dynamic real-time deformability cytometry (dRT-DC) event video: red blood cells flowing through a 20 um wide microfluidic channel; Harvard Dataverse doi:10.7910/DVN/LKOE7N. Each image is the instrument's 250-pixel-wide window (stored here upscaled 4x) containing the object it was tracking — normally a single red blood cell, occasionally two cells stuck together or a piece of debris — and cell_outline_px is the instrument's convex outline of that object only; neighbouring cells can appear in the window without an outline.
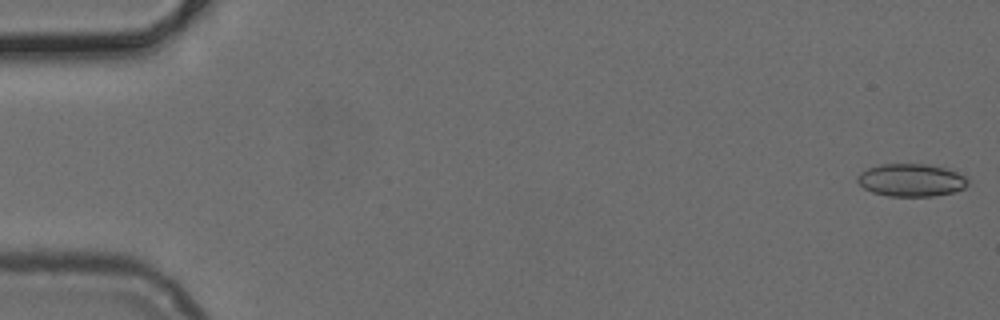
{"species": "common noctule bat (a hibernating species)", "species_latin": "Nyctalus noctula", "temperature_condition": "cold", "stored_images_in_passage": 22, "camera_frame_rate_fps": 3000, "um_per_image_px": 0.085, "animal": {"sex": "female", "body_mass_g": 24.6, "forearm_length_mm": 56.2}, "frame": {"image": 1, "passage_image": 1, "time_ms": 0.0, "image_size_px": [1000, 320], "cell_outline_px": [[968, 184], [964, 188], [952, 192], [932, 196], [888, 196], [872, 192], [864, 188], [856, 180], [856, 176], [860, 172], [868, 168], [880, 164], [928, 164], [944, 168], [956, 172], [964, 176], [968, 180]], "centroid_in_image_um": [77.41, 15.31], "position_along_channel_um": 7.6, "area_um2": 20.98}}
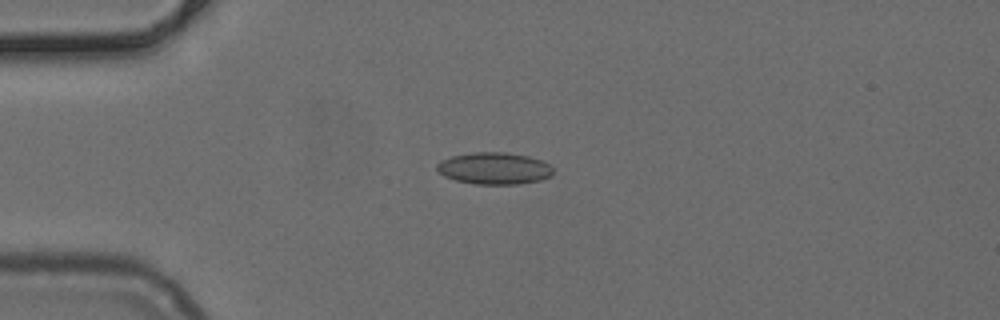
{"frame": {"image": 2, "passage_image": 13, "time_ms": 4.0, "image_size_px": [1000, 320], "cell_outline_px": [[552, 176], [540, 180], [520, 184], [476, 184], [456, 180], [444, 176], [436, 168], [436, 164], [440, 160], [452, 156], [472, 152], [504, 152], [528, 156], [544, 160], [552, 168]], "centroid_in_image_um": [42.02, 14.3], "position_along_channel_um": 43.0, "area_um2": 21.68}}
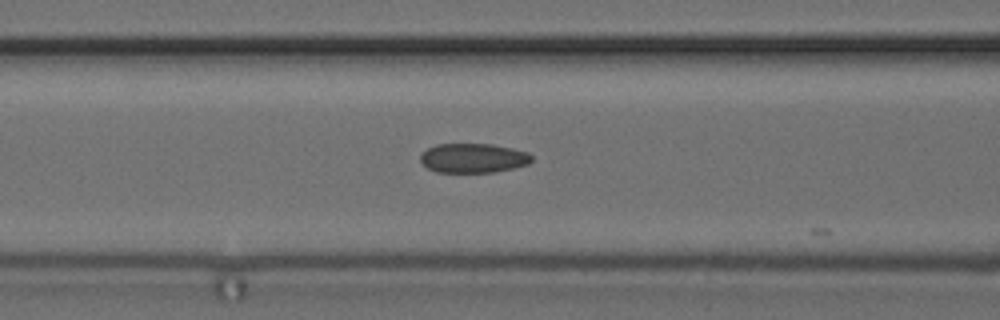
{"frame": {"image": 3, "passage_image": 21, "time_ms": 6.667, "image_size_px": [1000, 320], "cell_outline_px": [[532, 160], [528, 164], [496, 172], [436, 172], [428, 168], [420, 160], [420, 156], [428, 148], [436, 144], [492, 144], [512, 148], [528, 152], [532, 156]], "centroid_in_image_um": [40.24, 13.43], "position_along_channel_um": 126.4, "area_um2": 19.02}}